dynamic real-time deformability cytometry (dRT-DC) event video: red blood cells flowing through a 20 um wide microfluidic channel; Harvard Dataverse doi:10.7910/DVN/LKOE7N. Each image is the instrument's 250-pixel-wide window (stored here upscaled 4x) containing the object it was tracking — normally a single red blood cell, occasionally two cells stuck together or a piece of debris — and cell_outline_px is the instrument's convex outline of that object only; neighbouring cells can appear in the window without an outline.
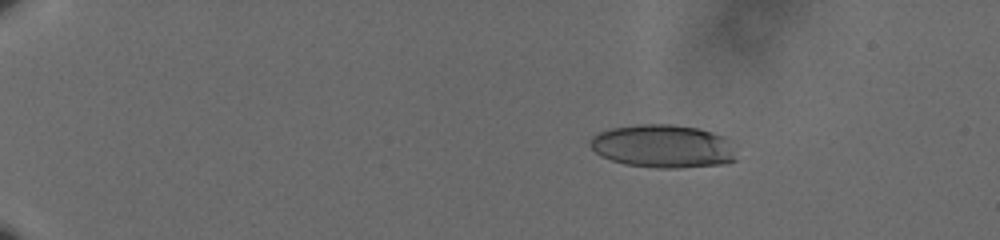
{"species": "human", "species_latin": "Homo sapiens", "temperature_condition": "cold", "stored_images_in_passage": 62, "camera_frame_rate_fps": 3000, "um_per_image_px": 0.085, "donor": {"sex": "male"}, "frame": {"image": 1, "passage_image": 13, "time_ms": 4.0, "image_size_px": [1000, 240], "cell_outline_px": [[736, 160], [724, 164], [680, 168], [656, 168], [624, 164], [600, 156], [588, 144], [592, 136], [600, 132], [612, 128], [636, 124], [672, 124], [696, 128], [712, 132], [724, 136], [732, 140]], "centroid_in_image_um": [56.38, 12.43], "position_along_channel_um": 28.6, "area_um2": 37.11}}
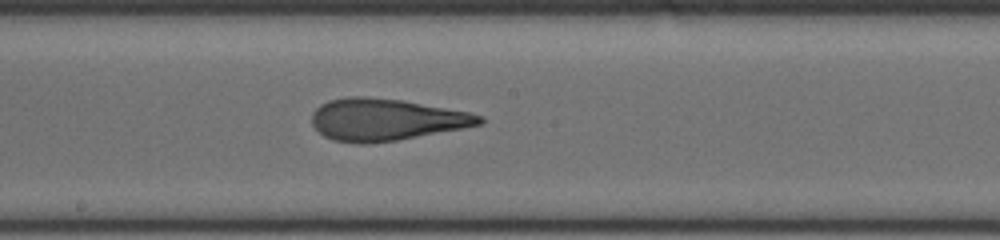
{"frame": {"image": 2, "passage_image": 38, "time_ms": 12.333, "image_size_px": [1000, 240], "cell_outline_px": [[484, 120], [480, 124], [460, 128], [396, 140], [368, 144], [360, 144], [332, 140], [324, 136], [312, 124], [312, 112], [320, 104], [328, 100], [344, 96], [364, 96], [400, 100], [468, 112], [484, 116]], "centroid_in_image_um": [32.72, 10.16], "position_along_channel_um": 215.5, "area_um2": 40.63}}
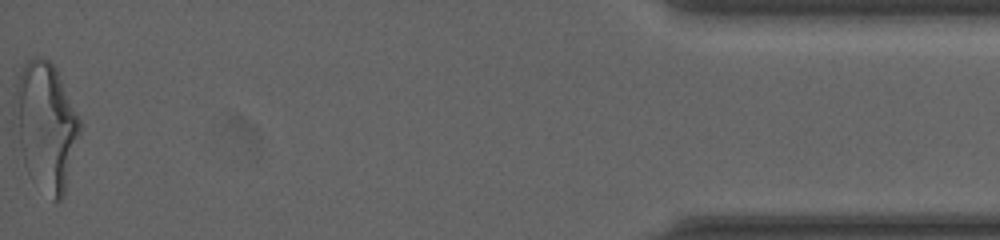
{"frame": {"image": 3, "passage_image": 62, "time_ms": 20.333, "image_size_px": [1000, 240], "cell_outline_px": [[80, 136], [64, 196], [56, 204], [52, 200], [28, 172], [24, 164], [12, 124], [12, 100], [16, 84], [24, 64], [32, 56], [40, 56], [48, 60], [56, 68], [80, 120]], "centroid_in_image_um": [3.86, 10.71], "position_along_channel_um": 431.3, "area_um2": 49.19}, "authors_computed_cell_mechanics": {"area_um2": 39.5641, "velocity_mm_per_s": 3.6343, "shape_relaxation_time_tau1_ms": 7.4307, "shape_relaxation_time_tau2_ms": 1.469, "deformation_change_tau1": 0.2499, "deformation_change_tau2": 0.1189}}